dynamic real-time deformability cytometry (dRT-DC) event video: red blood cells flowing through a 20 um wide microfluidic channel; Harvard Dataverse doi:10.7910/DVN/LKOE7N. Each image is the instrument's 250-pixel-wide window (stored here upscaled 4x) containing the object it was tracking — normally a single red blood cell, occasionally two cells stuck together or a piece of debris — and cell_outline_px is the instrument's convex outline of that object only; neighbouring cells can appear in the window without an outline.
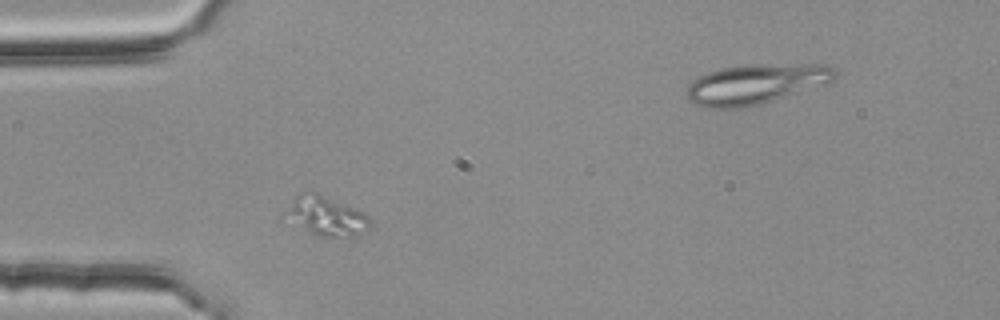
{"species": "common noctule bat (a hibernating species)", "species_latin": "Nyctalus noctula", "temperature_condition": "room temperature", "stored_images_in_passage": 2, "camera_frame_rate_fps": 3000, "um_per_image_px": 0.085, "animal": {"sex": "female", "body_mass_g": 25.1}, "frame": {"image": 1, "passage_image": 1, "time_ms": 0.0, "image_size_px": [1000, 320], "cell_outline_px": [[372, 220], [368, 228], [356, 236], [316, 236], [280, 224], [280, 216], [292, 200], [300, 192], [316, 192], [364, 212]], "centroid_in_image_um": [27.52, 18.4], "position_along_channel_um": 57.5, "area_um2": 20.52}}